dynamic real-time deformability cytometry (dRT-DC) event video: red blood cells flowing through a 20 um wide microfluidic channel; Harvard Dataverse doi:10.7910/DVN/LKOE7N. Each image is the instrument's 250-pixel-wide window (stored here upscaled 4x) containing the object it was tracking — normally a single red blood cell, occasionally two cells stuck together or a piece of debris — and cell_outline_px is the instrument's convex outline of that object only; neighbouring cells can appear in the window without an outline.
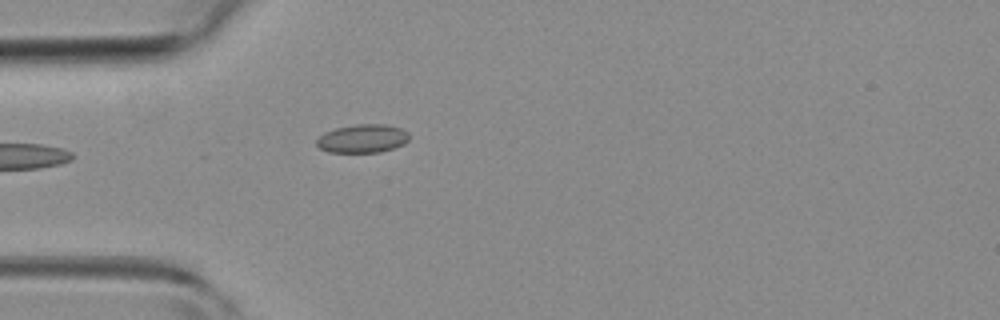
{"species": "common noctule bat (a hibernating species)", "species_latin": "Nyctalus noctula", "temperature_condition": "room temperature", "stored_images_in_passage": 1, "camera_frame_rate_fps": 3000, "um_per_image_px": 0.085, "animal": {"sex": "female", "body_mass_g": 19.3, "forearm_length_mm": 54.1}, "frame": {"image": 1, "passage_image": 1, "time_ms": 0.0, "image_size_px": [1000, 320], "cell_outline_px": [[408, 140], [404, 144], [380, 152], [328, 152], [320, 148], [316, 144], [316, 140], [324, 132], [336, 128], [356, 124], [384, 124], [400, 128], [408, 132]], "centroid_in_image_um": [30.8, 11.77], "position_along_channel_um": 54.2, "area_um2": 15.26}}